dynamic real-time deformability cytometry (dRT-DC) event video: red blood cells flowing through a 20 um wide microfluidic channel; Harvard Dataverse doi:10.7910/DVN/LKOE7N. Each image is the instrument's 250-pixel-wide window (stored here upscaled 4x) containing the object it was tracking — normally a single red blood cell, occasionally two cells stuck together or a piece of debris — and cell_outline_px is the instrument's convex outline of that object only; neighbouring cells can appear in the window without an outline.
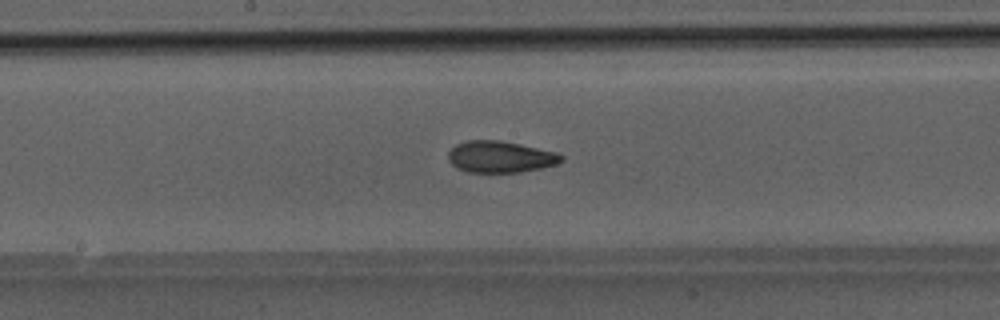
{"species": "Egyptian fruit bat (a non-hibernating species)", "species_latin": "Rousettus aegyptiacus", "temperature_condition": "room temperature", "stored_images_in_passage": 22, "camera_frame_rate_fps": 3000, "um_per_image_px": 0.085, "animal": {"sex": "male"}, "frame": {"image": 1, "passage_image": 10, "time_ms": 3.0, "image_size_px": [1000, 320], "cell_outline_px": [[564, 160], [556, 164], [540, 168], [520, 172], [468, 172], [456, 168], [448, 160], [448, 152], [456, 144], [468, 140], [500, 140], [560, 152], [564, 156]], "centroid_in_image_um": [42.55, 13.32], "position_along_channel_um": 205.7, "area_um2": 20.98}}
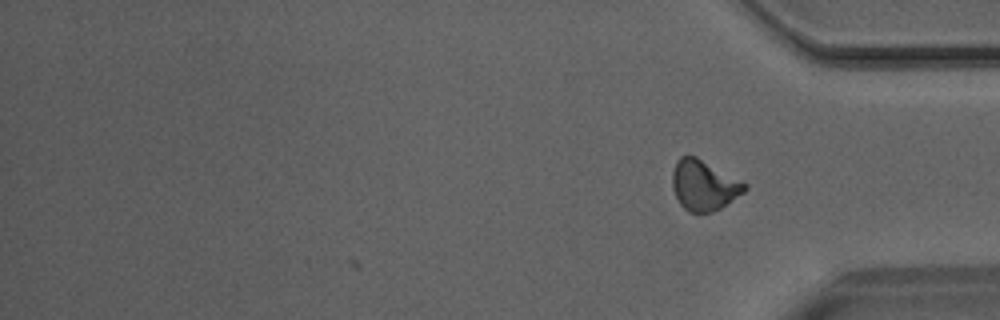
{"frame": {"image": 2, "passage_image": 22, "time_ms": 7.0, "image_size_px": [1000, 320], "cell_outline_px": [[748, 188], [744, 192], [720, 208], [712, 212], [688, 212], [680, 204], [672, 188], [672, 172], [676, 160], [680, 156], [696, 156], [744, 180], [748, 184]], "centroid_in_image_um": [59.85, 15.72], "position_along_channel_um": 375.3, "area_um2": 21.5}}